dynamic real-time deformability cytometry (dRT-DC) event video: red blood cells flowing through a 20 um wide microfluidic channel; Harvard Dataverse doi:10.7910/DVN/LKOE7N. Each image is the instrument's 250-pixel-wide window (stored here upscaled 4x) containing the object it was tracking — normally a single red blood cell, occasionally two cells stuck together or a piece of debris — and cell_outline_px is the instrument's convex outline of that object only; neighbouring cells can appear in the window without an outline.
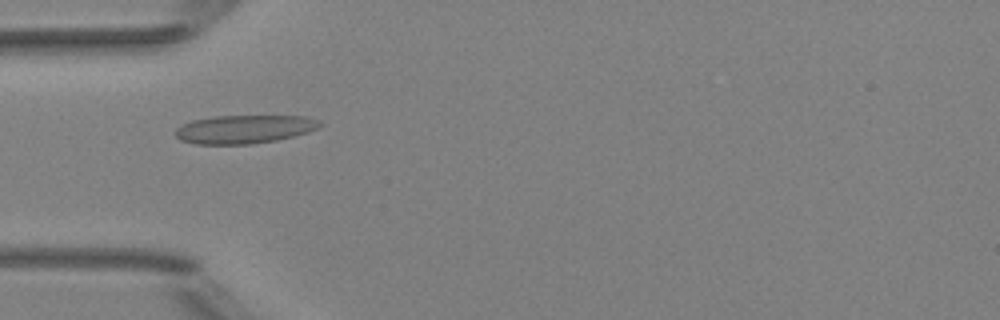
{"species": "Egyptian fruit bat (a non-hibernating species)", "species_latin": "Rousettus aegyptiacus", "temperature_condition": "room temperature", "stored_images_in_passage": 37, "camera_frame_rate_fps": 3000, "um_per_image_px": 0.085, "animal": {"sex": "female"}, "frame": {"image": 1, "passage_image": 2, "time_ms": 0.333, "image_size_px": [1000, 320], "cell_outline_px": [[324, 124], [308, 132], [276, 140], [252, 144], [196, 144], [180, 140], [176, 136], [176, 128], [180, 124], [192, 120], [216, 116], [304, 116], [316, 120]], "centroid_in_image_um": [20.72, 10.98], "position_along_channel_um": 64.3, "area_um2": 23.81}}
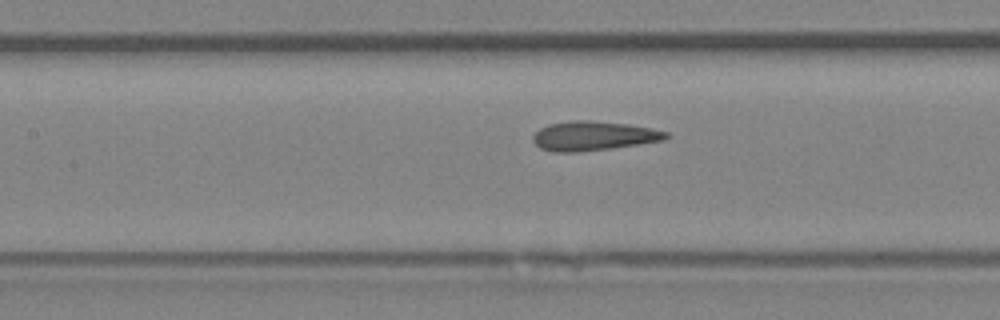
{"frame": {"image": 2, "passage_image": 9, "time_ms": 2.667, "image_size_px": [1000, 320], "cell_outline_px": [[672, 136], [664, 140], [640, 144], [580, 152], [556, 152], [540, 148], [532, 140], [532, 136], [540, 128], [548, 124], [576, 120], [592, 120], [628, 124], [652, 128], [668, 132]], "centroid_in_image_um": [50.47, 11.55], "position_along_channel_um": 156.9, "area_um2": 22.83}}
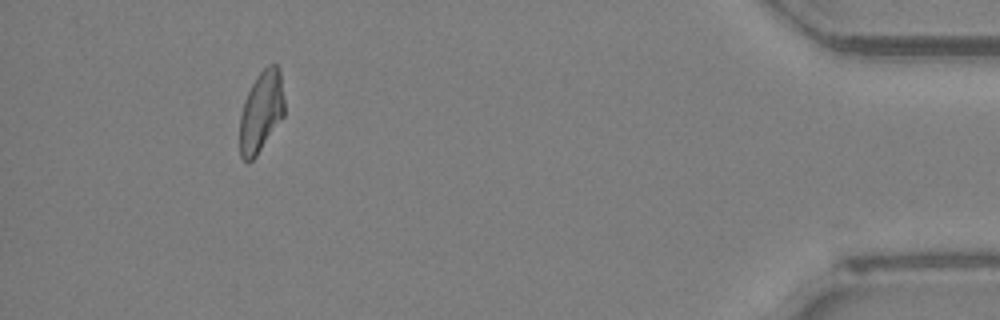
{"frame": {"image": 3, "passage_image": 33, "time_ms": 10.667, "image_size_px": [1000, 320], "cell_outline_px": [[284, 116], [256, 156], [248, 164], [240, 156], [240, 116], [244, 100], [256, 76], [268, 64], [276, 64], [280, 72], [284, 100]], "centroid_in_image_um": [22.19, 9.5], "position_along_channel_um": 413.0, "area_um2": 21.04}, "authors_computed_cell_mechanics": {"area_um2": 21.7906, "velocity_mm_per_s": 4.0128, "shape_relaxation_time_tau1_ms": null, "shape_relaxation_time_tau2_ms": 3.7493, "deformation_change_tau1": null, "deformation_change_tau2": 0.1071}}